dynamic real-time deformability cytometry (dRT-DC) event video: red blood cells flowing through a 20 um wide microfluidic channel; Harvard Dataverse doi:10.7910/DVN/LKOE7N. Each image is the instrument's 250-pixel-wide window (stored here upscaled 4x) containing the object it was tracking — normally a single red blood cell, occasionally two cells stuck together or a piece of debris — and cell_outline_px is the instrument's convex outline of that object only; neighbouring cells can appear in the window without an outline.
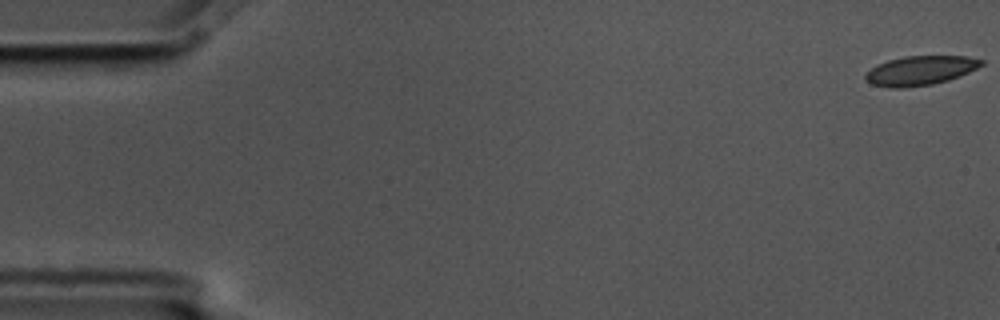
{"species": "common noctule bat (a hibernating species)", "species_latin": "Nyctalus noctula", "temperature_condition": "cold", "stored_images_in_passage": 8, "camera_frame_rate_fps": 3000, "um_per_image_px": 0.085, "animal": {"sex": "male", "body_mass_g": 17.5, "forearm_length_mm": 52.3}, "frame": {"image": 1, "passage_image": 1, "time_ms": 0.0, "image_size_px": [1000, 320], "cell_outline_px": [[984, 64], [968, 72], [948, 80], [932, 84], [900, 88], [892, 88], [872, 84], [864, 80], [864, 76], [876, 64], [888, 60], [904, 56], [968, 56], [984, 60]], "centroid_in_image_um": [78.21, 5.99], "position_along_channel_um": 6.8, "area_um2": 19.71}}
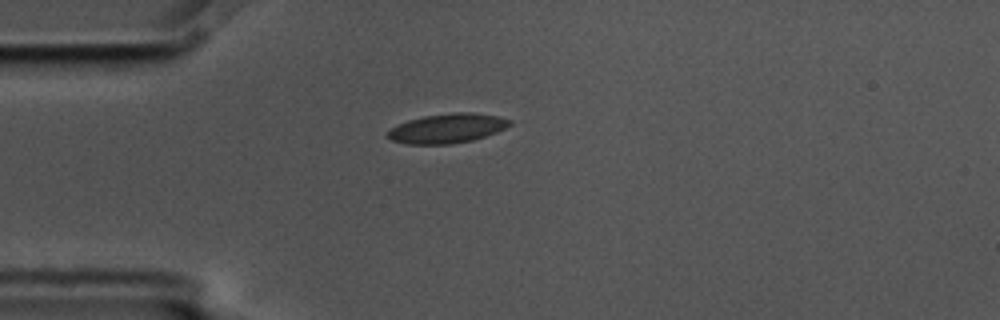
{"frame": {"image": 2, "passage_image": 5, "time_ms": 1.333, "image_size_px": [1000, 320], "cell_outline_px": [[512, 124], [496, 132], [472, 140], [452, 144], [408, 144], [392, 140], [388, 136], [388, 132], [392, 128], [408, 120], [424, 116], [452, 112], [472, 112], [496, 116], [512, 120]], "centroid_in_image_um": [38.04, 10.9], "position_along_channel_um": 47.0, "area_um2": 20.69}}